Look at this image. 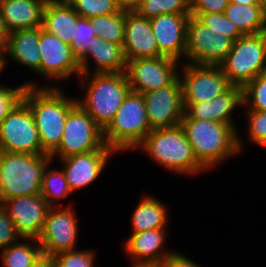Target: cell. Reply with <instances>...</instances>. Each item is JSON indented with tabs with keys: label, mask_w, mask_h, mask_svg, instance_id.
Wrapping results in <instances>:
<instances>
[{
	"label": "cell",
	"mask_w": 266,
	"mask_h": 267,
	"mask_svg": "<svg viewBox=\"0 0 266 267\" xmlns=\"http://www.w3.org/2000/svg\"><path fill=\"white\" fill-rule=\"evenodd\" d=\"M22 100L29 106L38 131L41 154L51 155L62 140L66 117L77 104L64 97L59 88H38L33 83L26 84Z\"/></svg>",
	"instance_id": "1"
},
{
	"label": "cell",
	"mask_w": 266,
	"mask_h": 267,
	"mask_svg": "<svg viewBox=\"0 0 266 267\" xmlns=\"http://www.w3.org/2000/svg\"><path fill=\"white\" fill-rule=\"evenodd\" d=\"M181 126L198 162L209 169L241 151V141L234 125L182 119Z\"/></svg>",
	"instance_id": "2"
},
{
	"label": "cell",
	"mask_w": 266,
	"mask_h": 267,
	"mask_svg": "<svg viewBox=\"0 0 266 267\" xmlns=\"http://www.w3.org/2000/svg\"><path fill=\"white\" fill-rule=\"evenodd\" d=\"M51 161L48 154L0 151V202L40 194L43 174Z\"/></svg>",
	"instance_id": "3"
},
{
	"label": "cell",
	"mask_w": 266,
	"mask_h": 267,
	"mask_svg": "<svg viewBox=\"0 0 266 267\" xmlns=\"http://www.w3.org/2000/svg\"><path fill=\"white\" fill-rule=\"evenodd\" d=\"M139 147L168 170L189 175L205 169L195 157L181 124L151 130Z\"/></svg>",
	"instance_id": "4"
},
{
	"label": "cell",
	"mask_w": 266,
	"mask_h": 267,
	"mask_svg": "<svg viewBox=\"0 0 266 267\" xmlns=\"http://www.w3.org/2000/svg\"><path fill=\"white\" fill-rule=\"evenodd\" d=\"M151 131L143 94L131 91L103 129L105 144L114 151L135 149Z\"/></svg>",
	"instance_id": "5"
},
{
	"label": "cell",
	"mask_w": 266,
	"mask_h": 267,
	"mask_svg": "<svg viewBox=\"0 0 266 267\" xmlns=\"http://www.w3.org/2000/svg\"><path fill=\"white\" fill-rule=\"evenodd\" d=\"M89 79L85 99L79 104L103 130L113 119L124 98L130 92L125 72L94 73Z\"/></svg>",
	"instance_id": "6"
},
{
	"label": "cell",
	"mask_w": 266,
	"mask_h": 267,
	"mask_svg": "<svg viewBox=\"0 0 266 267\" xmlns=\"http://www.w3.org/2000/svg\"><path fill=\"white\" fill-rule=\"evenodd\" d=\"M232 86L244 88L266 72V32L246 34L233 41L230 52L219 64Z\"/></svg>",
	"instance_id": "7"
},
{
	"label": "cell",
	"mask_w": 266,
	"mask_h": 267,
	"mask_svg": "<svg viewBox=\"0 0 266 267\" xmlns=\"http://www.w3.org/2000/svg\"><path fill=\"white\" fill-rule=\"evenodd\" d=\"M105 145L103 130L93 118L76 104L66 117L62 140L59 147L50 155L60 159L80 153L99 150Z\"/></svg>",
	"instance_id": "8"
},
{
	"label": "cell",
	"mask_w": 266,
	"mask_h": 267,
	"mask_svg": "<svg viewBox=\"0 0 266 267\" xmlns=\"http://www.w3.org/2000/svg\"><path fill=\"white\" fill-rule=\"evenodd\" d=\"M0 151L41 154V143L34 116L21 100L0 125Z\"/></svg>",
	"instance_id": "9"
},
{
	"label": "cell",
	"mask_w": 266,
	"mask_h": 267,
	"mask_svg": "<svg viewBox=\"0 0 266 267\" xmlns=\"http://www.w3.org/2000/svg\"><path fill=\"white\" fill-rule=\"evenodd\" d=\"M233 40L208 28L197 17L190 16L187 24L185 57L192 64L219 65L230 52Z\"/></svg>",
	"instance_id": "10"
},
{
	"label": "cell",
	"mask_w": 266,
	"mask_h": 267,
	"mask_svg": "<svg viewBox=\"0 0 266 267\" xmlns=\"http://www.w3.org/2000/svg\"><path fill=\"white\" fill-rule=\"evenodd\" d=\"M183 103L210 101L226 92L232 85L219 65L186 63L183 68Z\"/></svg>",
	"instance_id": "11"
},
{
	"label": "cell",
	"mask_w": 266,
	"mask_h": 267,
	"mask_svg": "<svg viewBox=\"0 0 266 267\" xmlns=\"http://www.w3.org/2000/svg\"><path fill=\"white\" fill-rule=\"evenodd\" d=\"M50 207L46 214L41 235L33 242L39 243L43 257L51 258L57 253L74 250L77 242V221L72 207Z\"/></svg>",
	"instance_id": "12"
},
{
	"label": "cell",
	"mask_w": 266,
	"mask_h": 267,
	"mask_svg": "<svg viewBox=\"0 0 266 267\" xmlns=\"http://www.w3.org/2000/svg\"><path fill=\"white\" fill-rule=\"evenodd\" d=\"M177 62L164 56L127 61L125 73L131 91L145 94L167 87L178 77Z\"/></svg>",
	"instance_id": "13"
},
{
	"label": "cell",
	"mask_w": 266,
	"mask_h": 267,
	"mask_svg": "<svg viewBox=\"0 0 266 267\" xmlns=\"http://www.w3.org/2000/svg\"><path fill=\"white\" fill-rule=\"evenodd\" d=\"M143 97L151 130L180 125L184 106L179 76L167 87L145 93Z\"/></svg>",
	"instance_id": "14"
},
{
	"label": "cell",
	"mask_w": 266,
	"mask_h": 267,
	"mask_svg": "<svg viewBox=\"0 0 266 267\" xmlns=\"http://www.w3.org/2000/svg\"><path fill=\"white\" fill-rule=\"evenodd\" d=\"M0 204L21 238L36 240L41 235L50 206L41 194L2 200Z\"/></svg>",
	"instance_id": "15"
},
{
	"label": "cell",
	"mask_w": 266,
	"mask_h": 267,
	"mask_svg": "<svg viewBox=\"0 0 266 267\" xmlns=\"http://www.w3.org/2000/svg\"><path fill=\"white\" fill-rule=\"evenodd\" d=\"M38 46L41 53V75L57 78L56 80H65L73 72L81 76L78 58L72 53L71 46L46 32L42 26Z\"/></svg>",
	"instance_id": "16"
},
{
	"label": "cell",
	"mask_w": 266,
	"mask_h": 267,
	"mask_svg": "<svg viewBox=\"0 0 266 267\" xmlns=\"http://www.w3.org/2000/svg\"><path fill=\"white\" fill-rule=\"evenodd\" d=\"M191 14H162L150 18L159 53L174 60L185 56ZM181 55V56H180Z\"/></svg>",
	"instance_id": "17"
},
{
	"label": "cell",
	"mask_w": 266,
	"mask_h": 267,
	"mask_svg": "<svg viewBox=\"0 0 266 267\" xmlns=\"http://www.w3.org/2000/svg\"><path fill=\"white\" fill-rule=\"evenodd\" d=\"M114 152L116 151L105 144L99 150L73 154L60 159L66 165L62 171L71 191L92 183L104 170L107 160Z\"/></svg>",
	"instance_id": "18"
},
{
	"label": "cell",
	"mask_w": 266,
	"mask_h": 267,
	"mask_svg": "<svg viewBox=\"0 0 266 267\" xmlns=\"http://www.w3.org/2000/svg\"><path fill=\"white\" fill-rule=\"evenodd\" d=\"M123 49L127 61L162 56L149 18L140 16L136 11L125 12Z\"/></svg>",
	"instance_id": "19"
},
{
	"label": "cell",
	"mask_w": 266,
	"mask_h": 267,
	"mask_svg": "<svg viewBox=\"0 0 266 267\" xmlns=\"http://www.w3.org/2000/svg\"><path fill=\"white\" fill-rule=\"evenodd\" d=\"M243 104V88L231 86L223 94L210 101L198 103H183L184 116L182 119H197L235 125L231 122V112Z\"/></svg>",
	"instance_id": "20"
},
{
	"label": "cell",
	"mask_w": 266,
	"mask_h": 267,
	"mask_svg": "<svg viewBox=\"0 0 266 267\" xmlns=\"http://www.w3.org/2000/svg\"><path fill=\"white\" fill-rule=\"evenodd\" d=\"M88 56L94 59L97 68L94 73H121L125 72L127 60L123 44H114L100 38L98 35L88 40L87 50L78 59L82 78L89 79ZM87 76V77H86Z\"/></svg>",
	"instance_id": "21"
},
{
	"label": "cell",
	"mask_w": 266,
	"mask_h": 267,
	"mask_svg": "<svg viewBox=\"0 0 266 267\" xmlns=\"http://www.w3.org/2000/svg\"><path fill=\"white\" fill-rule=\"evenodd\" d=\"M48 0H6L0 3L4 27L8 33L42 26Z\"/></svg>",
	"instance_id": "22"
},
{
	"label": "cell",
	"mask_w": 266,
	"mask_h": 267,
	"mask_svg": "<svg viewBox=\"0 0 266 267\" xmlns=\"http://www.w3.org/2000/svg\"><path fill=\"white\" fill-rule=\"evenodd\" d=\"M79 18L66 0H48L43 11L42 28L70 45Z\"/></svg>",
	"instance_id": "23"
},
{
	"label": "cell",
	"mask_w": 266,
	"mask_h": 267,
	"mask_svg": "<svg viewBox=\"0 0 266 267\" xmlns=\"http://www.w3.org/2000/svg\"><path fill=\"white\" fill-rule=\"evenodd\" d=\"M40 27L8 33L4 54L18 63L40 73L41 53L39 51Z\"/></svg>",
	"instance_id": "24"
},
{
	"label": "cell",
	"mask_w": 266,
	"mask_h": 267,
	"mask_svg": "<svg viewBox=\"0 0 266 267\" xmlns=\"http://www.w3.org/2000/svg\"><path fill=\"white\" fill-rule=\"evenodd\" d=\"M164 228L132 233L125 243V249L133 258L135 265L162 263L171 253L161 251L165 239ZM162 252V253H161ZM164 253V254H163Z\"/></svg>",
	"instance_id": "25"
},
{
	"label": "cell",
	"mask_w": 266,
	"mask_h": 267,
	"mask_svg": "<svg viewBox=\"0 0 266 267\" xmlns=\"http://www.w3.org/2000/svg\"><path fill=\"white\" fill-rule=\"evenodd\" d=\"M224 15L244 34L266 32V19L260 4L228 3Z\"/></svg>",
	"instance_id": "26"
},
{
	"label": "cell",
	"mask_w": 266,
	"mask_h": 267,
	"mask_svg": "<svg viewBox=\"0 0 266 267\" xmlns=\"http://www.w3.org/2000/svg\"><path fill=\"white\" fill-rule=\"evenodd\" d=\"M167 218V210L159 200L143 197L132 215L133 233L164 228Z\"/></svg>",
	"instance_id": "27"
},
{
	"label": "cell",
	"mask_w": 266,
	"mask_h": 267,
	"mask_svg": "<svg viewBox=\"0 0 266 267\" xmlns=\"http://www.w3.org/2000/svg\"><path fill=\"white\" fill-rule=\"evenodd\" d=\"M18 242L2 249L4 267H33L43 258L39 243L34 247V244Z\"/></svg>",
	"instance_id": "28"
},
{
	"label": "cell",
	"mask_w": 266,
	"mask_h": 267,
	"mask_svg": "<svg viewBox=\"0 0 266 267\" xmlns=\"http://www.w3.org/2000/svg\"><path fill=\"white\" fill-rule=\"evenodd\" d=\"M96 34L108 42L123 44L125 30V12L97 16L90 19Z\"/></svg>",
	"instance_id": "29"
},
{
	"label": "cell",
	"mask_w": 266,
	"mask_h": 267,
	"mask_svg": "<svg viewBox=\"0 0 266 267\" xmlns=\"http://www.w3.org/2000/svg\"><path fill=\"white\" fill-rule=\"evenodd\" d=\"M136 12L149 19L162 14H191V0H142Z\"/></svg>",
	"instance_id": "30"
},
{
	"label": "cell",
	"mask_w": 266,
	"mask_h": 267,
	"mask_svg": "<svg viewBox=\"0 0 266 267\" xmlns=\"http://www.w3.org/2000/svg\"><path fill=\"white\" fill-rule=\"evenodd\" d=\"M46 166L41 183V195L50 207H54L56 199L66 197L72 193L63 171L56 169L47 171Z\"/></svg>",
	"instance_id": "31"
},
{
	"label": "cell",
	"mask_w": 266,
	"mask_h": 267,
	"mask_svg": "<svg viewBox=\"0 0 266 267\" xmlns=\"http://www.w3.org/2000/svg\"><path fill=\"white\" fill-rule=\"evenodd\" d=\"M82 18L112 15L120 12L115 0H66Z\"/></svg>",
	"instance_id": "32"
},
{
	"label": "cell",
	"mask_w": 266,
	"mask_h": 267,
	"mask_svg": "<svg viewBox=\"0 0 266 267\" xmlns=\"http://www.w3.org/2000/svg\"><path fill=\"white\" fill-rule=\"evenodd\" d=\"M243 104H251L250 110L266 111V72L243 88Z\"/></svg>",
	"instance_id": "33"
},
{
	"label": "cell",
	"mask_w": 266,
	"mask_h": 267,
	"mask_svg": "<svg viewBox=\"0 0 266 267\" xmlns=\"http://www.w3.org/2000/svg\"><path fill=\"white\" fill-rule=\"evenodd\" d=\"M203 24L212 30L229 37L233 41L244 34L233 24L224 13H203L196 16Z\"/></svg>",
	"instance_id": "34"
},
{
	"label": "cell",
	"mask_w": 266,
	"mask_h": 267,
	"mask_svg": "<svg viewBox=\"0 0 266 267\" xmlns=\"http://www.w3.org/2000/svg\"><path fill=\"white\" fill-rule=\"evenodd\" d=\"M94 254L92 251L69 250L57 253L50 259L53 267H93Z\"/></svg>",
	"instance_id": "35"
},
{
	"label": "cell",
	"mask_w": 266,
	"mask_h": 267,
	"mask_svg": "<svg viewBox=\"0 0 266 267\" xmlns=\"http://www.w3.org/2000/svg\"><path fill=\"white\" fill-rule=\"evenodd\" d=\"M97 35L90 19L80 17L76 25L75 37L70 44L72 53L79 59L87 50L88 40Z\"/></svg>",
	"instance_id": "36"
},
{
	"label": "cell",
	"mask_w": 266,
	"mask_h": 267,
	"mask_svg": "<svg viewBox=\"0 0 266 267\" xmlns=\"http://www.w3.org/2000/svg\"><path fill=\"white\" fill-rule=\"evenodd\" d=\"M26 84L14 89L0 86V125L10 111L22 100Z\"/></svg>",
	"instance_id": "37"
},
{
	"label": "cell",
	"mask_w": 266,
	"mask_h": 267,
	"mask_svg": "<svg viewBox=\"0 0 266 267\" xmlns=\"http://www.w3.org/2000/svg\"><path fill=\"white\" fill-rule=\"evenodd\" d=\"M250 139L266 147V111H249Z\"/></svg>",
	"instance_id": "38"
},
{
	"label": "cell",
	"mask_w": 266,
	"mask_h": 267,
	"mask_svg": "<svg viewBox=\"0 0 266 267\" xmlns=\"http://www.w3.org/2000/svg\"><path fill=\"white\" fill-rule=\"evenodd\" d=\"M19 237L21 238L16 231L14 223L0 204V249L16 243Z\"/></svg>",
	"instance_id": "39"
},
{
	"label": "cell",
	"mask_w": 266,
	"mask_h": 267,
	"mask_svg": "<svg viewBox=\"0 0 266 267\" xmlns=\"http://www.w3.org/2000/svg\"><path fill=\"white\" fill-rule=\"evenodd\" d=\"M228 3V0H191V15L224 13Z\"/></svg>",
	"instance_id": "40"
},
{
	"label": "cell",
	"mask_w": 266,
	"mask_h": 267,
	"mask_svg": "<svg viewBox=\"0 0 266 267\" xmlns=\"http://www.w3.org/2000/svg\"><path fill=\"white\" fill-rule=\"evenodd\" d=\"M162 263L165 267H200L194 261L177 254V252L169 254Z\"/></svg>",
	"instance_id": "41"
},
{
	"label": "cell",
	"mask_w": 266,
	"mask_h": 267,
	"mask_svg": "<svg viewBox=\"0 0 266 267\" xmlns=\"http://www.w3.org/2000/svg\"><path fill=\"white\" fill-rule=\"evenodd\" d=\"M142 0H115L120 11L134 12L136 11Z\"/></svg>",
	"instance_id": "42"
},
{
	"label": "cell",
	"mask_w": 266,
	"mask_h": 267,
	"mask_svg": "<svg viewBox=\"0 0 266 267\" xmlns=\"http://www.w3.org/2000/svg\"><path fill=\"white\" fill-rule=\"evenodd\" d=\"M8 32L6 31L0 12V50L4 51L7 43Z\"/></svg>",
	"instance_id": "43"
},
{
	"label": "cell",
	"mask_w": 266,
	"mask_h": 267,
	"mask_svg": "<svg viewBox=\"0 0 266 267\" xmlns=\"http://www.w3.org/2000/svg\"><path fill=\"white\" fill-rule=\"evenodd\" d=\"M33 267H53L50 258L43 257L39 262H37Z\"/></svg>",
	"instance_id": "44"
},
{
	"label": "cell",
	"mask_w": 266,
	"mask_h": 267,
	"mask_svg": "<svg viewBox=\"0 0 266 267\" xmlns=\"http://www.w3.org/2000/svg\"><path fill=\"white\" fill-rule=\"evenodd\" d=\"M228 2L231 3H237V4H260V0H228Z\"/></svg>",
	"instance_id": "45"
},
{
	"label": "cell",
	"mask_w": 266,
	"mask_h": 267,
	"mask_svg": "<svg viewBox=\"0 0 266 267\" xmlns=\"http://www.w3.org/2000/svg\"><path fill=\"white\" fill-rule=\"evenodd\" d=\"M133 267H165L163 263L139 264Z\"/></svg>",
	"instance_id": "46"
},
{
	"label": "cell",
	"mask_w": 266,
	"mask_h": 267,
	"mask_svg": "<svg viewBox=\"0 0 266 267\" xmlns=\"http://www.w3.org/2000/svg\"><path fill=\"white\" fill-rule=\"evenodd\" d=\"M4 52L2 51V50H0V72L2 71V69L4 68V66L6 65V63H5V56H3L2 54H3Z\"/></svg>",
	"instance_id": "47"
},
{
	"label": "cell",
	"mask_w": 266,
	"mask_h": 267,
	"mask_svg": "<svg viewBox=\"0 0 266 267\" xmlns=\"http://www.w3.org/2000/svg\"><path fill=\"white\" fill-rule=\"evenodd\" d=\"M260 6L262 8L263 15L266 19V0H260Z\"/></svg>",
	"instance_id": "48"
}]
</instances>
